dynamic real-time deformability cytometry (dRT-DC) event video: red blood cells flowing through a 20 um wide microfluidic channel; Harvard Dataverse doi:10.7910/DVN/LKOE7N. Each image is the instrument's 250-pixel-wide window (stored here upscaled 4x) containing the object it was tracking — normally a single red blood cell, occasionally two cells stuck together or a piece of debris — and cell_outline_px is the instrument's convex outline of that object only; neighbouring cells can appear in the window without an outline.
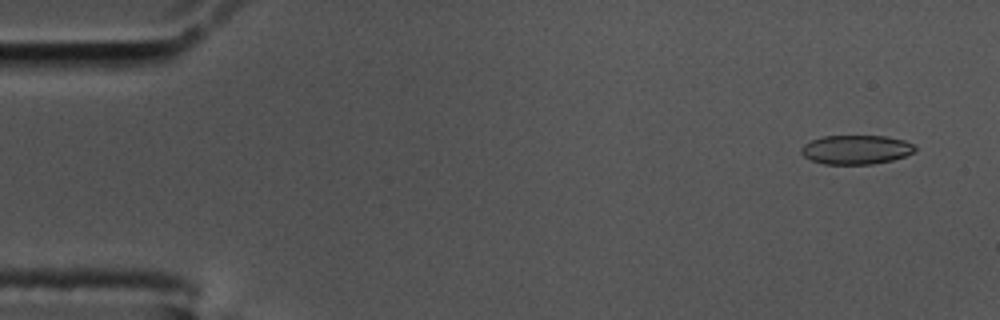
{"species": "common noctule bat (a hibernating species)", "species_latin": "Nyctalus noctula", "temperature_condition": "cold", "stored_images_in_passage": 59, "camera_frame_rate_fps": 3000, "um_per_image_px": 0.085, "animal": {"sex": "male", "body_mass_g": 17.5, "forearm_length_mm": 52.3}, "frame": {"image": 1, "passage_image": 4, "time_ms": 1.0, "image_size_px": [1000, 320], "cell_outline_px": [[916, 152], [892, 160], [872, 164], [824, 164], [812, 160], [804, 156], [800, 152], [800, 148], [804, 144], [820, 136], [888, 136], [904, 140], [912, 144], [916, 148]], "centroid_in_image_um": [72.76, 12.71], "position_along_channel_um": 12.2, "area_um2": 19.36}}
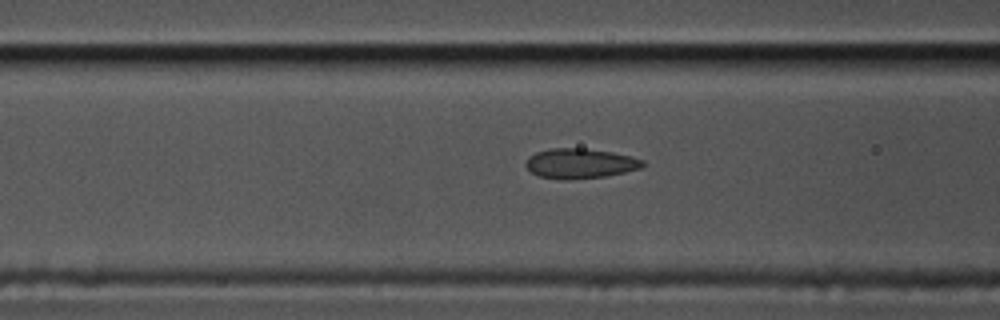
{"frame": {"image": 2, "passage_image": 23, "time_ms": 7.333, "image_size_px": [1000, 320], "cell_outline_px": [[644, 164], [640, 168], [624, 172], [604, 176], [568, 180], [564, 180], [540, 176], [532, 172], [524, 164], [528, 156], [536, 152], [552, 148], [584, 148], [612, 152], [632, 156], [644, 160]], "centroid_in_image_um": [49.29, 13.88], "position_along_channel_um": 117.3, "area_um2": 20.35}}
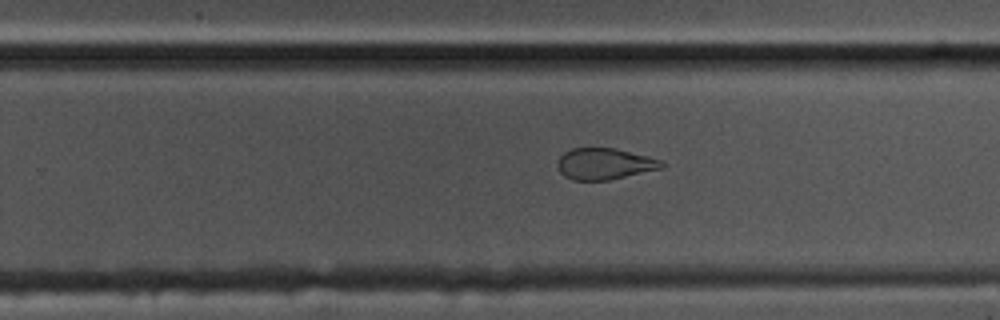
{"frame": {"image": 3, "passage_image": 37, "time_ms": 12.0, "image_size_px": [1000, 320], "cell_outline_px": [[664, 168], [608, 180], [572, 180], [564, 176], [560, 172], [556, 164], [560, 156], [564, 152], [572, 148], [616, 148], [648, 156], [660, 160], [664, 164]], "centroid_in_image_um": [51.37, 13.92], "position_along_channel_um": 278.4, "area_um2": 19.07}, "authors_computed_cell_mechanics": {"area_um2": 20.3456, "velocity_mm_per_s": 3.4554, "shape_relaxation_time_tau1_ms": null, "shape_relaxation_time_tau2_ms": 1.4329, "deformation_change_tau1": null, "deformation_change_tau2": 0.0799}}